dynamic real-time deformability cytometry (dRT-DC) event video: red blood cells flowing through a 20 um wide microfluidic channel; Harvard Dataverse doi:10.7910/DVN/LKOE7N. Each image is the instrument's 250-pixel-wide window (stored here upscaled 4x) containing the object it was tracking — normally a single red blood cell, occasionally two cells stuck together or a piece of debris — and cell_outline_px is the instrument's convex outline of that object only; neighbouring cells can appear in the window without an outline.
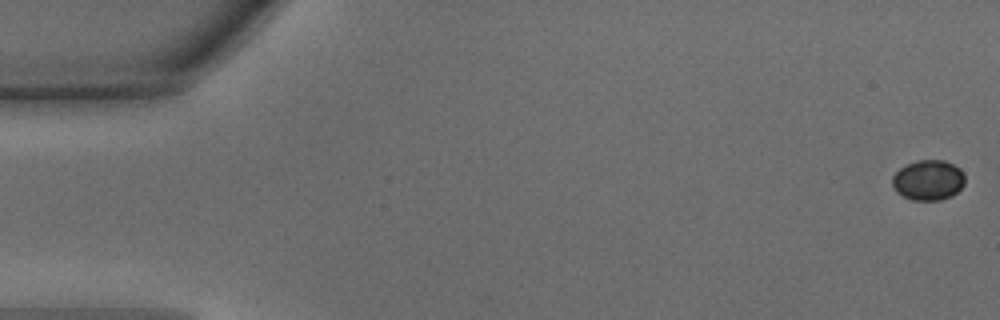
{"species": "common noctule bat (a hibernating species)", "species_latin": "Nyctalus noctula", "temperature_condition": "warm", "stored_images_in_passage": 48, "segment_of_instrument_passage": [1, 2], "camera_frame_rate_fps": 3000, "um_per_image_px": 0.085, "animal": {"sex": "male", "body_mass_g": 15.6}, "frame": {"image": 1, "passage_image": 1, "time_ms": 0.0, "image_size_px": [1000, 320], "cell_outline_px": [[964, 184], [952, 196], [940, 200], [912, 200], [896, 192], [892, 188], [892, 176], [900, 168], [916, 160], [944, 160], [960, 168], [964, 172]], "centroid_in_image_um": [78.89, 15.31], "position_along_channel_um": 6.1, "area_um2": 17.11}}
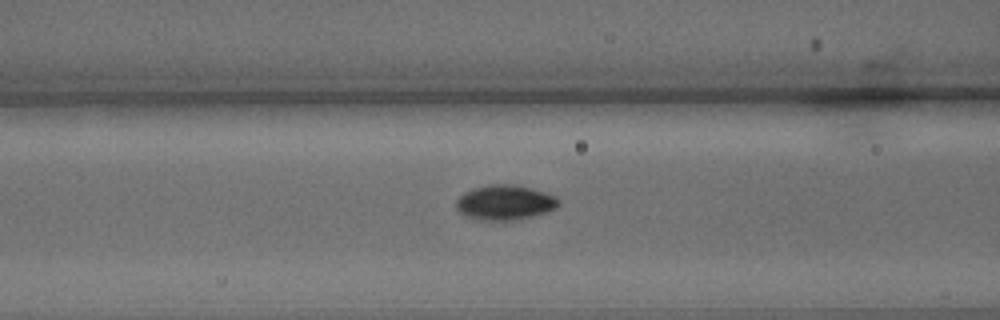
{"frame": {"image": 2, "passage_image": 19, "time_ms": 6.0, "image_size_px": [1000, 320], "cell_outline_px": [[560, 204], [556, 208], [532, 216], [512, 220], [488, 220], [468, 216], [460, 212], [456, 208], [456, 200], [464, 192], [472, 188], [488, 184], [512, 184], [532, 188], [556, 196], [560, 200]], "centroid_in_image_um": [42.93, 17.18], "position_along_channel_um": 123.7, "area_um2": 20.69}}
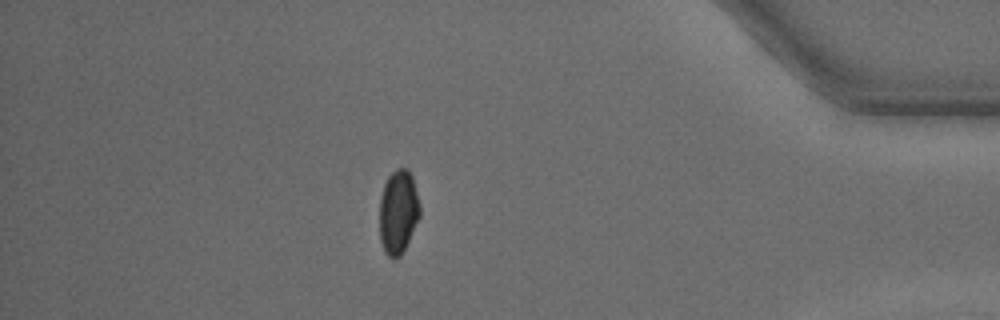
{"frame": {"image": 3, "passage_image": 41, "time_ms": 13.333, "image_size_px": [1000, 320], "cell_outline_px": [[420, 216], [400, 256], [392, 260], [384, 252], [380, 240], [380, 196], [384, 184], [388, 176], [396, 168], [408, 168], [412, 176], [420, 208]], "centroid_in_image_um": [33.83, 18.0], "position_along_channel_um": 401.4, "area_um2": 19.65}}